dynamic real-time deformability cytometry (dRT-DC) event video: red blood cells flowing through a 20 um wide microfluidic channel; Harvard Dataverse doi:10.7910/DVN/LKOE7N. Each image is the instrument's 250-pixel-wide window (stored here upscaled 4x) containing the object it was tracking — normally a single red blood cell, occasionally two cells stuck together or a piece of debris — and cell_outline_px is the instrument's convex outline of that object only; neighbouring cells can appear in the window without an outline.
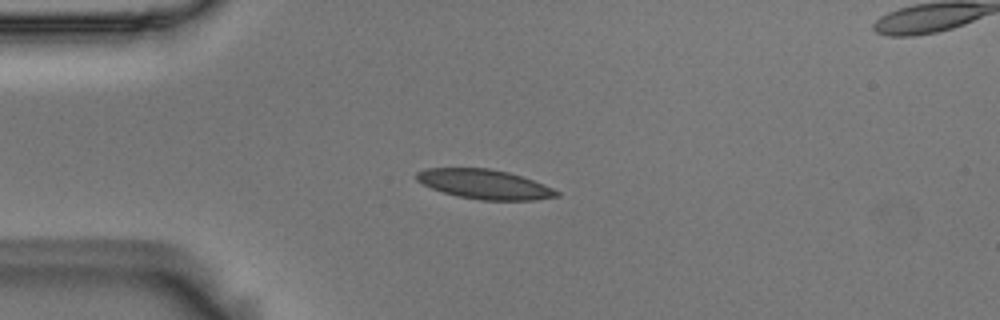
{"species": "Egyptian fruit bat (a non-hibernating species)", "species_latin": "Rousettus aegyptiacus", "temperature_condition": "room temperature", "stored_images_in_passage": 11, "camera_frame_rate_fps": 3000, "um_per_image_px": 0.085, "animal": {"sex": "male"}, "frame": {"image": 1, "passage_image": 2, "time_ms": 0.333, "image_size_px": [1000, 320], "cell_outline_px": [[560, 196], [536, 200], [480, 200], [456, 196], [432, 188], [416, 180], [416, 172], [424, 168], [488, 168], [508, 172], [544, 184], [560, 192]], "centroid_in_image_um": [41.18, 15.66], "position_along_channel_um": 43.8, "area_um2": 24.04}}
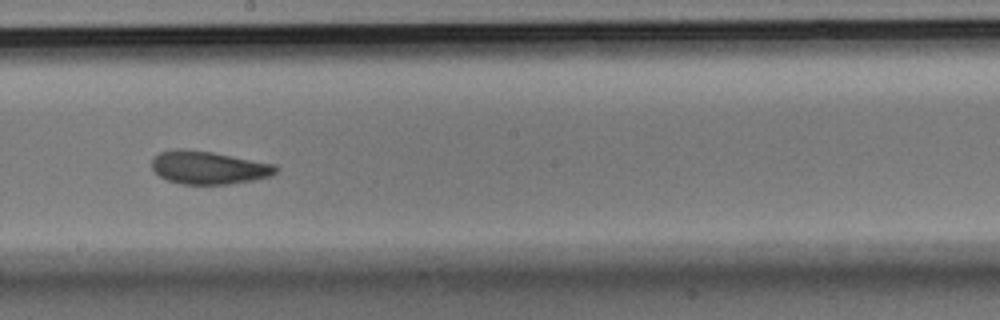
{"frame": {"image": 2, "passage_image": 7, "time_ms": 2.0, "image_size_px": [1000, 320], "cell_outline_px": [[280, 168], [272, 176], [252, 180], [228, 184], [180, 184], [168, 180], [160, 176], [152, 168], [152, 160], [160, 152], [176, 148], [180, 148], [212, 152], [276, 164]], "centroid_in_image_um": [17.76, 14.24], "position_along_channel_um": 230.4, "area_um2": 23.87}}
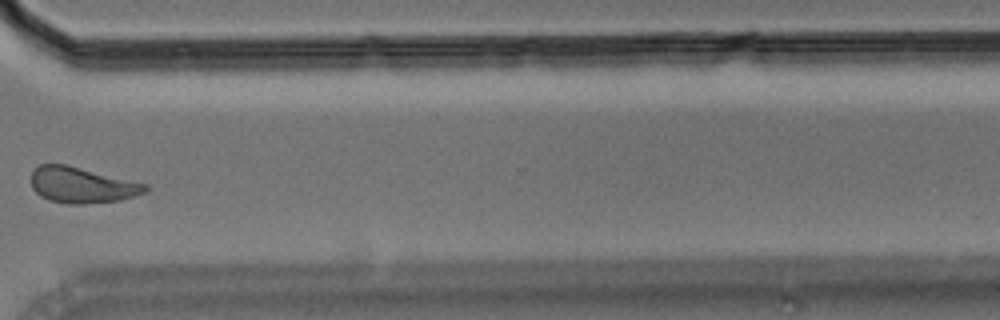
{"frame": {"image": 3, "passage_image": 10, "time_ms": 3.0, "image_size_px": [1000, 320], "cell_outline_px": [[148, 188], [144, 192], [120, 200], [80, 204], [68, 204], [48, 200], [40, 196], [32, 188], [32, 172], [40, 164], [68, 164], [148, 184]], "centroid_in_image_um": [6.94, 15.72], "position_along_channel_um": 363.7, "area_um2": 23.81}}